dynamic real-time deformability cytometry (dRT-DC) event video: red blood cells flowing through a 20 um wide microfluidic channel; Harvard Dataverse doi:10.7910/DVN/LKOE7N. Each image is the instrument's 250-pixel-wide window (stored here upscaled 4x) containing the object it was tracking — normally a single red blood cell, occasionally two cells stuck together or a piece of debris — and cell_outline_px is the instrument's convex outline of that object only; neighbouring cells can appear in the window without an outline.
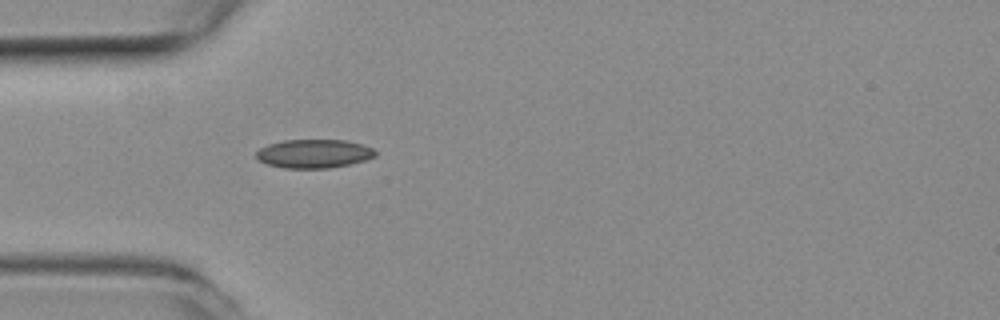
{"species": "common noctule bat (a hibernating species)", "species_latin": "Nyctalus noctula", "temperature_condition": "room temperature", "stored_images_in_passage": 53, "camera_frame_rate_fps": 3000, "um_per_image_px": 0.085, "animal": {"sex": "female", "body_mass_g": 19.3, "forearm_length_mm": 54.1}, "frame": {"image": 1, "passage_image": 15, "time_ms": 4.667, "image_size_px": [1000, 320], "cell_outline_px": [[376, 156], [364, 160], [348, 164], [328, 168], [284, 168], [268, 164], [256, 160], [256, 152], [260, 148], [268, 144], [284, 140], [344, 140], [360, 144], [372, 148], [376, 152]], "centroid_in_image_um": [26.64, 13.06], "position_along_channel_um": 58.4, "area_um2": 19.77}}
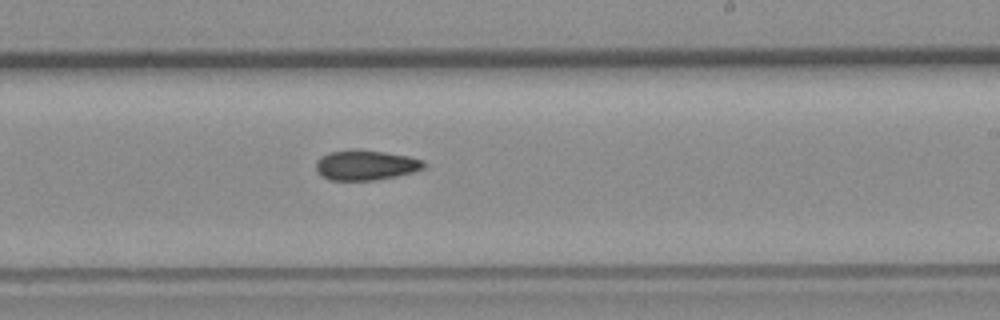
{"frame": {"image": 2, "passage_image": 31, "time_ms": 10.0, "image_size_px": [1000, 320], "cell_outline_px": [[424, 168], [412, 172], [396, 176], [376, 180], [328, 180], [320, 176], [316, 172], [316, 160], [320, 156], [328, 152], [384, 152], [408, 156], [424, 160]], "centroid_in_image_um": [31.05, 14.08], "position_along_channel_um": 257.9, "area_um2": 18.38}}
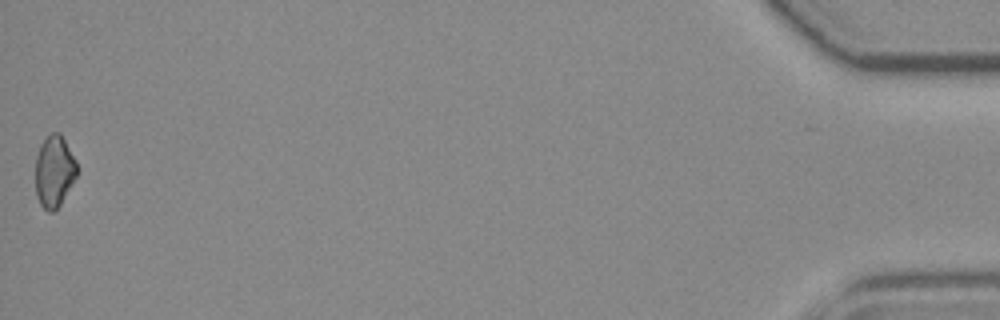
{"frame": {"image": 3, "passage_image": 53, "time_ms": 17.333, "image_size_px": [1000, 320], "cell_outline_px": [[80, 168], [72, 184], [60, 204], [52, 212], [48, 212], [40, 204], [36, 196], [36, 156], [40, 144], [52, 132], [60, 132], [76, 160]], "centroid_in_image_um": [4.62, 14.55], "position_along_channel_um": 430.6, "area_um2": 17.4}}